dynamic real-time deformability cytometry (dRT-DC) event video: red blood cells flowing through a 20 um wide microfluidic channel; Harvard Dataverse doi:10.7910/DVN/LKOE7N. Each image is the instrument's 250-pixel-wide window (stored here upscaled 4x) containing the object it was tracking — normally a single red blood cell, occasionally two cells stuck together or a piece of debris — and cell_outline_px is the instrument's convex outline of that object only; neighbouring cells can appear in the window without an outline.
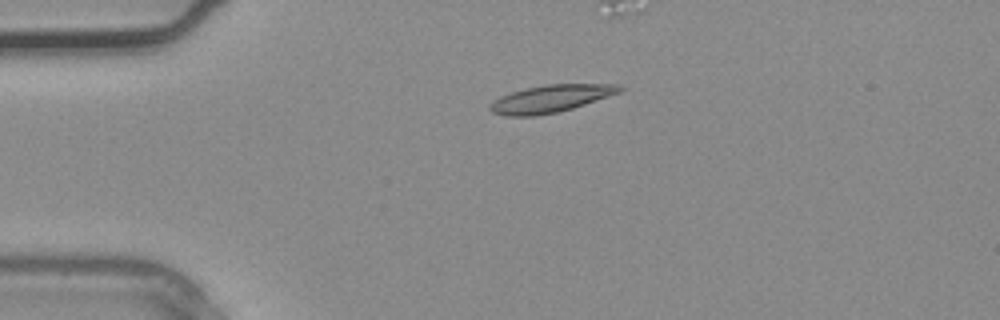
{"species": "common noctule bat (a hibernating species)", "species_latin": "Nyctalus noctula", "temperature_condition": "warm", "stored_images_in_passage": 3, "camera_frame_rate_fps": 3000, "um_per_image_px": 0.085, "animal": {"sex": "male", "body_mass_g": 20.4}, "frame": {"image": 1, "passage_image": 2, "time_ms": 0.333, "image_size_px": [1000, 320], "cell_outline_px": [[624, 88], [620, 92], [572, 108], [556, 112], [536, 116], [504, 116], [492, 112], [488, 108], [488, 104], [492, 100], [500, 96], [524, 88], [544, 84], [620, 84]], "centroid_in_image_um": [46.74, 8.38], "position_along_channel_um": 38.3, "area_um2": 20.75}}